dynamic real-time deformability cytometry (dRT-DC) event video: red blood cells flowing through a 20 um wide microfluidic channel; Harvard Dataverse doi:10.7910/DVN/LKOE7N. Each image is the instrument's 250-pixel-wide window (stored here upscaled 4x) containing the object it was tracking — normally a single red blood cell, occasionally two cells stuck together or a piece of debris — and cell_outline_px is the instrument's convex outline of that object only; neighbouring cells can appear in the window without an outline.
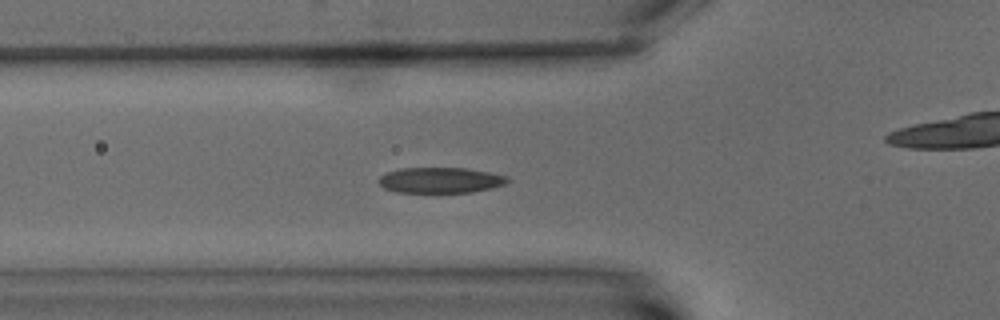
{"species": "common noctule bat (a hibernating species)", "species_latin": "Nyctalus noctula", "temperature_condition": "warm", "stored_images_in_passage": 6, "camera_frame_rate_fps": 3000, "um_per_image_px": 0.085, "animal": {"sex": "male", "body_mass_g": 15.6}, "frame": {"image": 1, "passage_image": 5, "time_ms": 4.667, "image_size_px": [1000, 320], "cell_outline_px": [[508, 180], [504, 184], [492, 188], [472, 192], [396, 192], [384, 188], [376, 180], [380, 176], [388, 172], [400, 168], [468, 168], [508, 176]], "centroid_in_image_um": [37.41, 15.31], "position_along_channel_um": 88.4, "area_um2": 19.19}}